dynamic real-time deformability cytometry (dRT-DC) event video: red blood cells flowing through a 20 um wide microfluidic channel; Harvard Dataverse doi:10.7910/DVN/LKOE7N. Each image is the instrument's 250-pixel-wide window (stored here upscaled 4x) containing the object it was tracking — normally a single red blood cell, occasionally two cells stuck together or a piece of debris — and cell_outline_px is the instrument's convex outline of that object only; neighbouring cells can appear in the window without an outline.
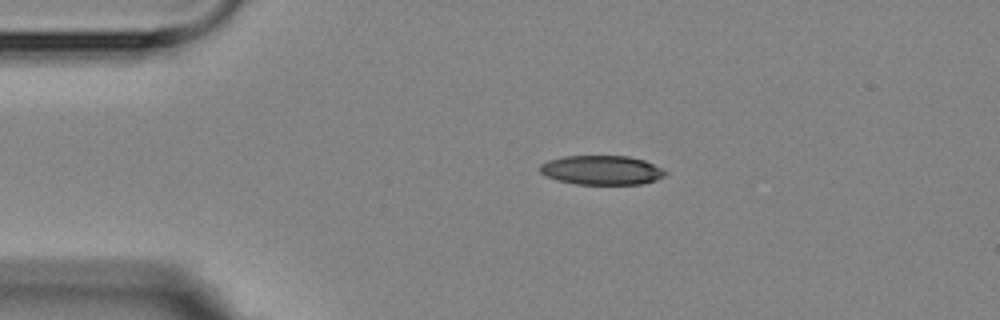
{"species": "Egyptian fruit bat (a non-hibernating species)", "species_latin": "Rousettus aegyptiacus", "temperature_condition": "room temperature", "stored_images_in_passage": 2, "camera_frame_rate_fps": 3000, "um_per_image_px": 0.085, "animal": {"sex": "female"}, "frame": {"image": 1, "passage_image": 1, "time_ms": 0.0, "image_size_px": [1000, 320], "cell_outline_px": [[668, 172], [664, 176], [656, 180], [644, 184], [576, 184], [556, 180], [544, 176], [540, 172], [540, 164], [548, 160], [564, 156], [628, 156], [644, 160], [664, 168]], "centroid_in_image_um": [51.15, 14.46], "position_along_channel_um": 33.8, "area_um2": 21.62}}